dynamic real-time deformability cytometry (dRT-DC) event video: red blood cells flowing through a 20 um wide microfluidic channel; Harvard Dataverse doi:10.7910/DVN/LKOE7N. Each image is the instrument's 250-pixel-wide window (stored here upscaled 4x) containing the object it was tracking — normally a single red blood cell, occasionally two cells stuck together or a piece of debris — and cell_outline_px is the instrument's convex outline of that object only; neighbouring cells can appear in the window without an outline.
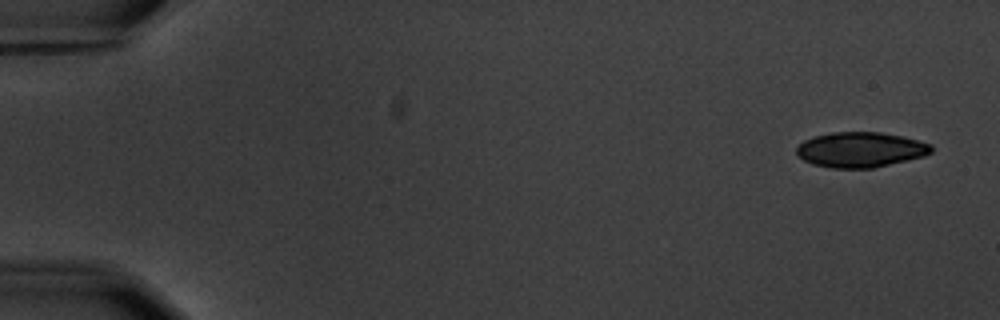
{"species": "common noctule bat (a hibernating species)", "species_latin": "Nyctalus noctula", "temperature_condition": "warm", "stored_images_in_passage": 5, "camera_frame_rate_fps": 3000, "um_per_image_px": 0.085, "animal": {"sex": "male", "body_mass_g": 20.1, "forearm_length_mm": 53.5}, "frame": {"image": 1, "passage_image": 1, "time_ms": 0.0, "image_size_px": [1000, 320], "cell_outline_px": [[932, 152], [924, 156], [908, 160], [872, 168], [832, 168], [812, 164], [804, 160], [796, 152], [796, 148], [804, 140], [816, 136], [832, 132], [880, 132], [904, 136], [932, 144]], "centroid_in_image_um": [73.17, 12.72], "position_along_channel_um": 11.8, "area_um2": 27.63}}